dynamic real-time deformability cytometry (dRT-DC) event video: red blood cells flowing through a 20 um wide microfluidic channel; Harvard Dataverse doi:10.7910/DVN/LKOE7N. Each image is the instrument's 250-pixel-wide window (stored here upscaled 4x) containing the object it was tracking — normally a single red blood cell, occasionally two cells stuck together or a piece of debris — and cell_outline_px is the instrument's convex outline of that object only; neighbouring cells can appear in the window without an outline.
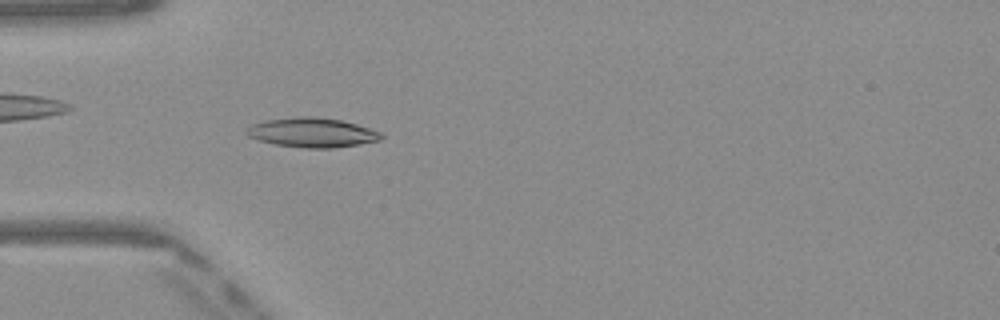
{"species": "Egyptian fruit bat (a non-hibernating species)", "species_latin": "Rousettus aegyptiacus", "temperature_condition": "warm", "stored_images_in_passage": 40, "camera_frame_rate_fps": 3000, "um_per_image_px": 0.085, "frame": {"image": 1, "passage_image": 6, "time_ms": 1.667, "image_size_px": [1000, 320], "cell_outline_px": [[384, 136], [380, 140], [360, 144], [336, 148], [304, 148], [276, 144], [260, 140], [248, 136], [244, 132], [252, 124], [264, 120], [296, 116], [316, 116], [340, 120], [356, 124], [380, 132]], "centroid_in_image_um": [26.52, 11.26], "position_along_channel_um": 58.5, "area_um2": 23.18}}
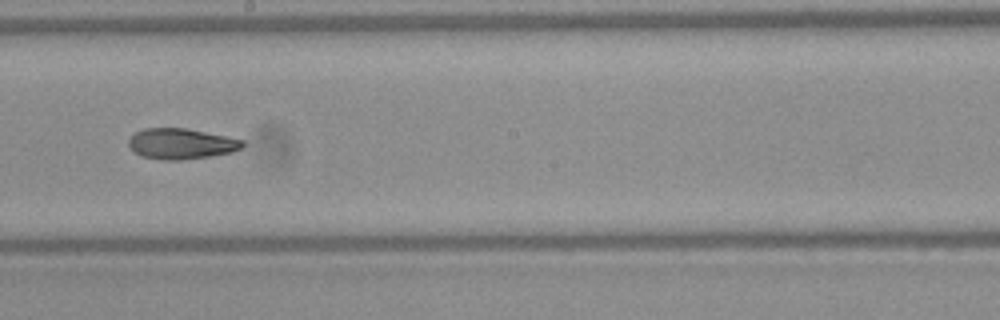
{"frame": {"image": 2, "passage_image": 19, "time_ms": 6.0, "image_size_px": [1000, 320], "cell_outline_px": [[244, 144], [240, 148], [232, 152], [208, 156], [180, 160], [164, 160], [140, 156], [132, 152], [128, 148], [128, 140], [136, 132], [144, 128], [184, 128], [244, 140]], "centroid_in_image_um": [15.33, 12.22], "position_along_channel_um": 232.9, "area_um2": 20.23}}
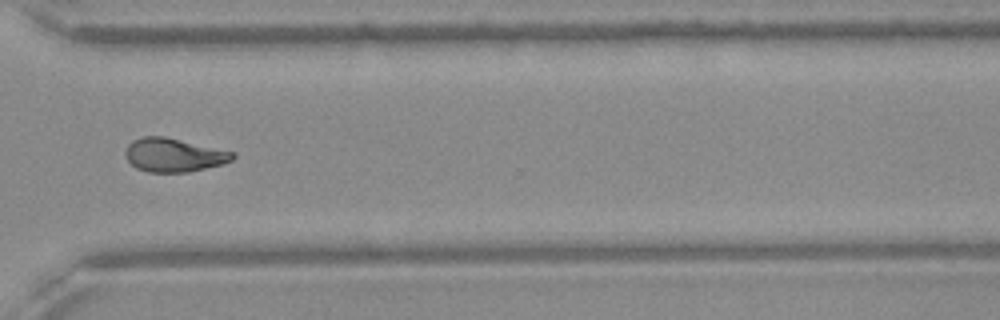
{"frame": {"image": 3, "passage_image": 28, "time_ms": 9.0, "image_size_px": [1000, 320], "cell_outline_px": [[236, 156], [232, 160], [224, 164], [188, 172], [148, 172], [136, 168], [124, 156], [124, 152], [128, 144], [132, 140], [144, 136], [164, 136], [236, 152]], "centroid_in_image_um": [14.78, 13.17], "position_along_channel_um": 355.8, "area_um2": 21.21}, "authors_computed_cell_mechanics": {"area_um2": 20.808, "velocity_mm_per_s": 4.1014, "shape_relaxation_time_tau1_ms": null, "shape_relaxation_time_tau2_ms": 2.7553, "deformation_change_tau1": null, "deformation_change_tau2": 0.0878}}